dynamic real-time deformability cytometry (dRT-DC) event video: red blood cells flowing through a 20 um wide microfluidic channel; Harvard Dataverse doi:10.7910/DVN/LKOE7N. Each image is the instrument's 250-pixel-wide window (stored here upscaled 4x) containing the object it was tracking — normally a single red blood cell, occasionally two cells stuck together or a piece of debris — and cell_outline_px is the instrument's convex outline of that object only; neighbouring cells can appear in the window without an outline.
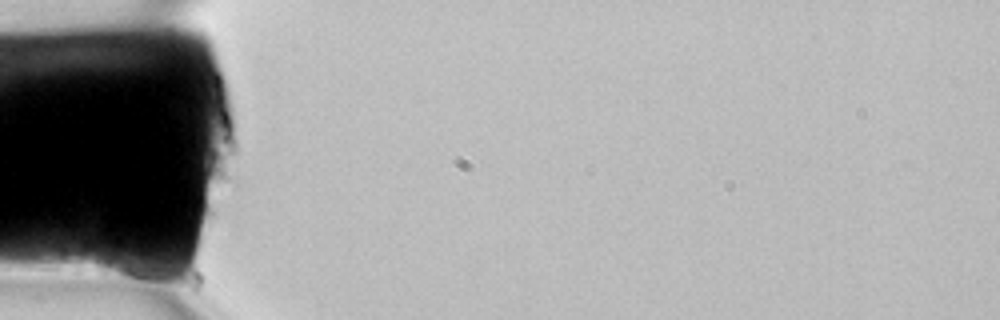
{"species": "common noctule bat (a hibernating species)", "species_latin": "Nyctalus noctula", "temperature_condition": "room temperature", "stored_images_in_passage": 3, "camera_frame_rate_fps": 3000, "um_per_image_px": 0.085, "animal": {"sex": "female", "body_mass_g": 22.7, "forearm_length_mm": 54.2}, "frame": {"image": 1, "passage_image": 1, "time_ms": 0.0, "image_size_px": [1000, 320], "cell_outline_px": [[164, 276], [160, 288], [100, 272], [96, 268], [96, 252], [100, 248], [140, 256]], "centroid_in_image_um": [10.87, 22.73], "position_along_channel_um": 74.1, "area_um2": 11.16}}